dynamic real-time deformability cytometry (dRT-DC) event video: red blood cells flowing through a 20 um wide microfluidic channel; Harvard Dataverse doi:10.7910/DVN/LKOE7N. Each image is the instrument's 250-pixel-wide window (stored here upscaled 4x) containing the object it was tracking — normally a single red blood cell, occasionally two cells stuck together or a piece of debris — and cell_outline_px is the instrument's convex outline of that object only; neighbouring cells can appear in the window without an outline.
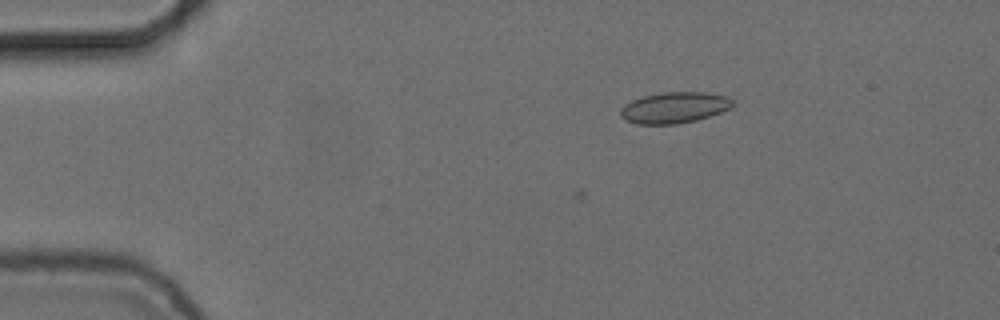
{"species": "common noctule bat (a hibernating species)", "species_latin": "Nyctalus noctula", "temperature_condition": "cold", "stored_images_in_passage": 3, "camera_frame_rate_fps": 3000, "um_per_image_px": 0.085, "animal": {"sex": "female", "body_mass_g": 24.6, "forearm_length_mm": 56.2}, "frame": {"image": 1, "passage_image": 3, "time_ms": 0.667, "image_size_px": [1000, 320], "cell_outline_px": [[732, 108], [696, 120], [676, 124], [636, 124], [624, 120], [620, 116], [620, 108], [624, 104], [632, 100], [644, 96], [664, 92], [704, 92], [728, 96], [732, 100]], "centroid_in_image_um": [57.29, 9.15], "position_along_channel_um": 27.7, "area_um2": 20.35}}